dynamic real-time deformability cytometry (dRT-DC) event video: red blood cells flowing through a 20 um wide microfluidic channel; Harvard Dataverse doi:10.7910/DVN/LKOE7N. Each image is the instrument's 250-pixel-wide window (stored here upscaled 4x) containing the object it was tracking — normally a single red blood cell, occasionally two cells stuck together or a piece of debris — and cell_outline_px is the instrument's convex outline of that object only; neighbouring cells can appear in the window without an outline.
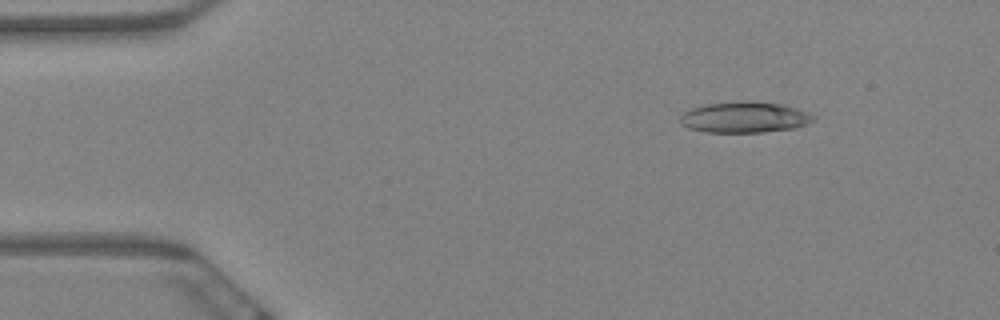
{"species": "Egyptian fruit bat (a non-hibernating species)", "species_latin": "Rousettus aegyptiacus", "temperature_condition": "warm", "stored_images_in_passage": 4, "camera_frame_rate_fps": 3000, "um_per_image_px": 0.085, "animal": {"sex": "female"}, "frame": {"image": 1, "passage_image": 2, "time_ms": 0.333, "image_size_px": [1000, 320], "cell_outline_px": [[816, 116], [808, 124], [792, 128], [764, 132], [704, 132], [688, 128], [680, 124], [680, 116], [684, 112], [692, 108], [704, 104], [744, 100], [752, 100], [784, 104], [808, 112]], "centroid_in_image_um": [63.27, 9.95], "position_along_channel_um": 21.7, "area_um2": 24.33}}